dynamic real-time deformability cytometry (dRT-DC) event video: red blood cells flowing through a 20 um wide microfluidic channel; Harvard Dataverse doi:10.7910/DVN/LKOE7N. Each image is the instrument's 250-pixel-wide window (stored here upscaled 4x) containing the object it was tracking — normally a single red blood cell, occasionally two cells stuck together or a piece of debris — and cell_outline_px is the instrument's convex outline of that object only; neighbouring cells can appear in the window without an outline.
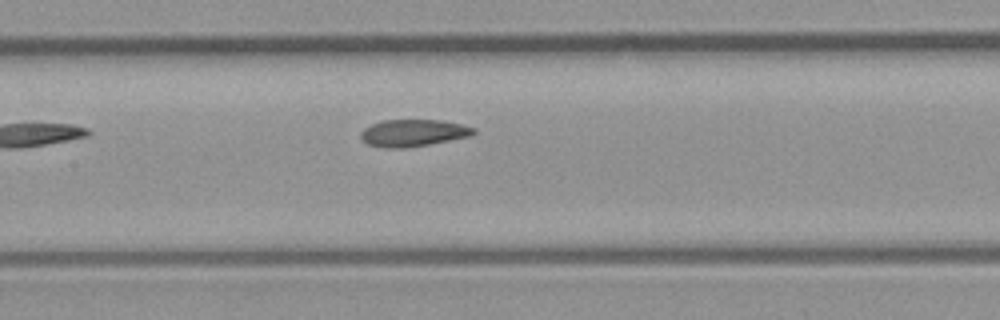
{"species": "common noctule bat (a hibernating species)", "species_latin": "Nyctalus noctula", "temperature_condition": "room temperature", "stored_images_in_passage": 6, "camera_frame_rate_fps": 3000, "um_per_image_px": 0.085, "animal": {"sex": "male", "body_mass_g": 23.1, "forearm_length_mm": 52.7}, "frame": {"image": 1, "passage_image": 6, "time_ms": 5.667, "image_size_px": [1000, 320], "cell_outline_px": [[476, 132], [472, 136], [428, 144], [404, 148], [384, 148], [368, 144], [360, 136], [360, 132], [364, 128], [372, 124], [384, 120], [440, 120], [464, 124], [476, 128]], "centroid_in_image_um": [35.16, 11.29], "position_along_channel_um": 172.2, "area_um2": 17.8}}